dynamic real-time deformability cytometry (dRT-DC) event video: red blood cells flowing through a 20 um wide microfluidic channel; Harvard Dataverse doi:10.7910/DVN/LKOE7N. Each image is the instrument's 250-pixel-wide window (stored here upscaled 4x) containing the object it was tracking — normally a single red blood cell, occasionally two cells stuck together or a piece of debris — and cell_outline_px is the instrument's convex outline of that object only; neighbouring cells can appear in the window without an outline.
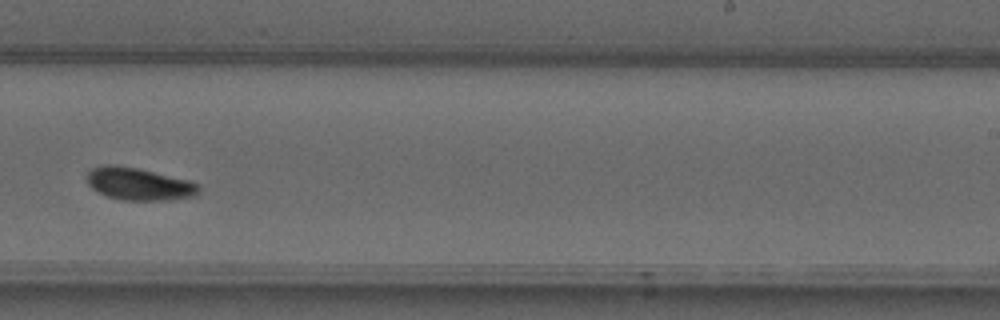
{"species": "common noctule bat (a hibernating species)", "species_latin": "Nyctalus noctula", "temperature_condition": "warm", "stored_images_in_passage": 33, "camera_frame_rate_fps": 3000, "um_per_image_px": 0.085, "animal": {"sex": "male", "forearm_length_mm": 52.5}, "frame": {"image": 1, "passage_image": 24, "time_ms": 7.667, "image_size_px": [1000, 320], "cell_outline_px": [[200, 192], [196, 196], [172, 200], [120, 200], [96, 192], [88, 184], [88, 172], [92, 168], [104, 164], [112, 164], [136, 168], [188, 180], [200, 184]], "centroid_in_image_um": [11.83, 15.65], "position_along_channel_um": 277.2, "area_um2": 21.21}}